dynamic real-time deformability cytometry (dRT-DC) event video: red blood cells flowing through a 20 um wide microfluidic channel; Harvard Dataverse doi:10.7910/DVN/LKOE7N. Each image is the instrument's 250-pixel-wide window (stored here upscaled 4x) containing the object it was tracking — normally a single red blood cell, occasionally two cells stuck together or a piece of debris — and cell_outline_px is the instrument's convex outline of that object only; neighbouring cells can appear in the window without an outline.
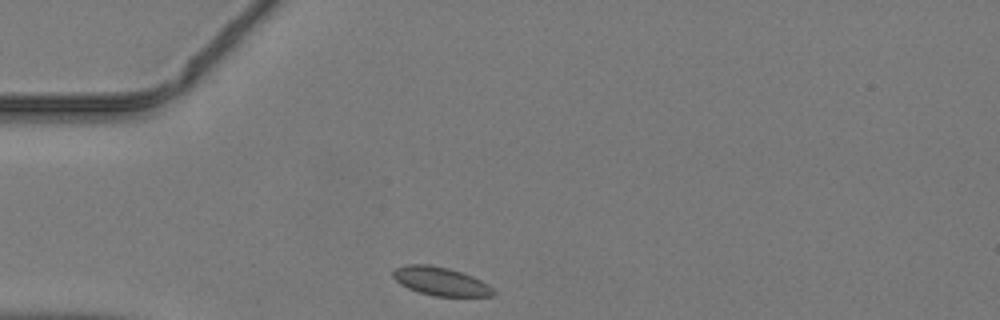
{"species": "common noctule bat (a hibernating species)", "species_latin": "Nyctalus noctula", "temperature_condition": "warm", "stored_images_in_passage": 30, "camera_frame_rate_fps": 3000, "um_per_image_px": 0.085, "animal": {"sex": "male", "body_mass_g": 19.2, "forearm_length_mm": 51.8}, "frame": {"image": 1, "passage_image": 1, "time_ms": 0.0, "image_size_px": [1000, 320], "cell_outline_px": [[496, 292], [492, 296], [436, 296], [420, 292], [408, 288], [400, 284], [392, 276], [392, 272], [396, 268], [404, 264], [428, 264], [448, 268], [472, 276], [488, 284]], "centroid_in_image_um": [37.43, 23.9], "position_along_channel_um": 47.6, "area_um2": 16.53}}
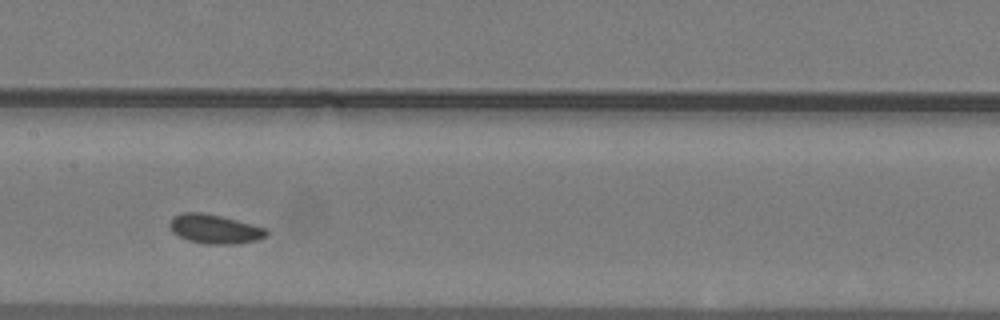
{"frame": {"image": 2, "passage_image": 12, "time_ms": 3.667, "image_size_px": [1000, 320], "cell_outline_px": [[268, 236], [260, 240], [236, 244], [208, 244], [188, 240], [172, 232], [168, 224], [172, 216], [180, 212], [200, 212], [220, 216], [268, 228]], "centroid_in_image_um": [18.27, 19.46], "position_along_channel_um": 189.1, "area_um2": 16.65}}
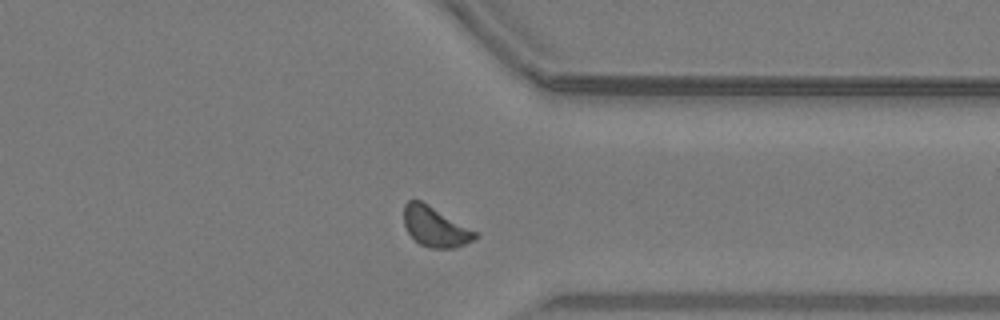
{"frame": {"image": 3, "passage_image": 25, "time_ms": 8.0, "image_size_px": [1000, 320], "cell_outline_px": [[480, 236], [476, 240], [452, 248], [432, 248], [420, 244], [408, 232], [404, 224], [404, 204], [408, 200], [420, 200], [476, 232]], "centroid_in_image_um": [36.99, 19.28], "position_along_channel_um": 374.4, "area_um2": 16.24}}